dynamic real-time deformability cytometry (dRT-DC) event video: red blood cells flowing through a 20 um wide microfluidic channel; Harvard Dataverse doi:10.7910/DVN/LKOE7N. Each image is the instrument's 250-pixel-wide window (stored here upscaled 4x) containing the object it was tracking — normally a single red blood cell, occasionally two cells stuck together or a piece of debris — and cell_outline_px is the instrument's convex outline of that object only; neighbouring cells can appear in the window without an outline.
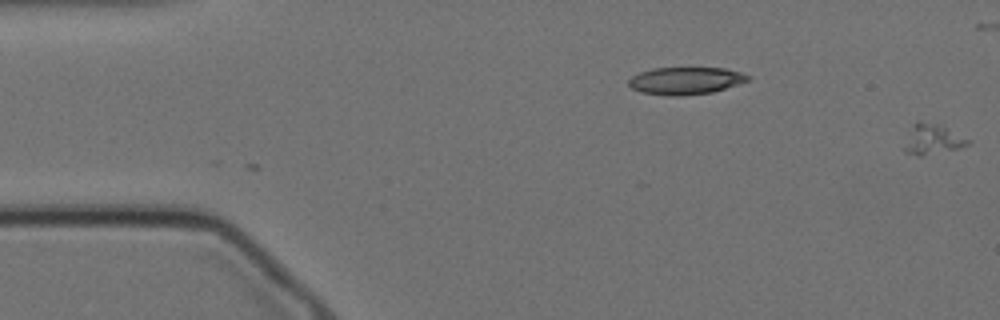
{"species": "Egyptian fruit bat (a non-hibernating species)", "species_latin": "Rousettus aegyptiacus", "temperature_condition": "cold", "stored_images_in_passage": 46, "camera_frame_rate_fps": 3000, "um_per_image_px": 0.085, "animal": {"sex": "female"}, "frame": {"image": 1, "passage_image": 1, "time_ms": 0.0, "image_size_px": [1000, 320], "cell_outline_px": [[972, 140], [968, 144], [956, 148], [920, 156], [916, 156], [904, 152], [904, 148], [912, 124], [916, 120], [920, 120], [936, 124]], "centroid_in_image_um": [79.22, 11.83], "position_along_channel_um": 5.8, "area_um2": 10.87}}
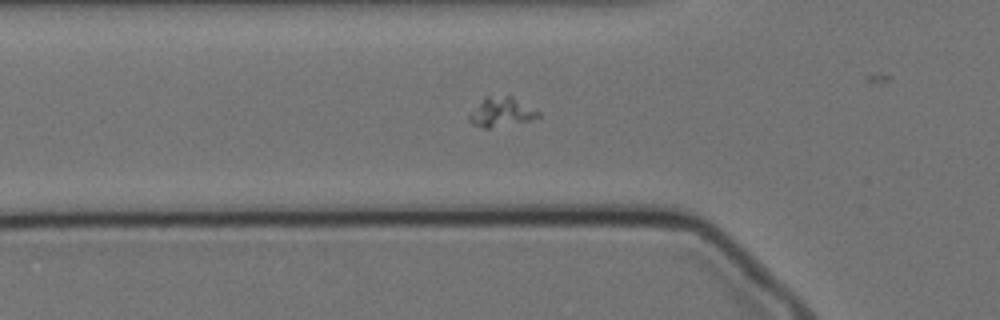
{"frame": {"image": 2, "passage_image": 19, "time_ms": 6.0, "image_size_px": [1000, 320], "cell_outline_px": [[540, 116], [528, 120], [488, 128], [484, 128], [472, 124], [468, 120], [468, 116], [484, 96], [512, 96], [540, 112]], "centroid_in_image_um": [42.58, 9.51], "position_along_channel_um": 83.2, "area_um2": 11.5}}
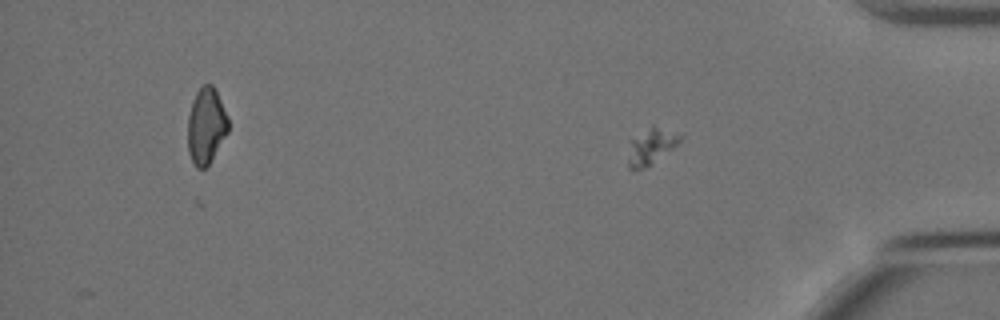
{"frame": {"image": 3, "passage_image": 46, "time_ms": 15.0, "image_size_px": [1000, 320], "cell_outline_px": [[684, 136], [672, 148], [652, 164], [644, 168], [628, 168], [628, 140], [652, 124]], "centroid_in_image_um": [55.29, 12.41], "position_along_channel_um": 379.9, "area_um2": 10.92}}